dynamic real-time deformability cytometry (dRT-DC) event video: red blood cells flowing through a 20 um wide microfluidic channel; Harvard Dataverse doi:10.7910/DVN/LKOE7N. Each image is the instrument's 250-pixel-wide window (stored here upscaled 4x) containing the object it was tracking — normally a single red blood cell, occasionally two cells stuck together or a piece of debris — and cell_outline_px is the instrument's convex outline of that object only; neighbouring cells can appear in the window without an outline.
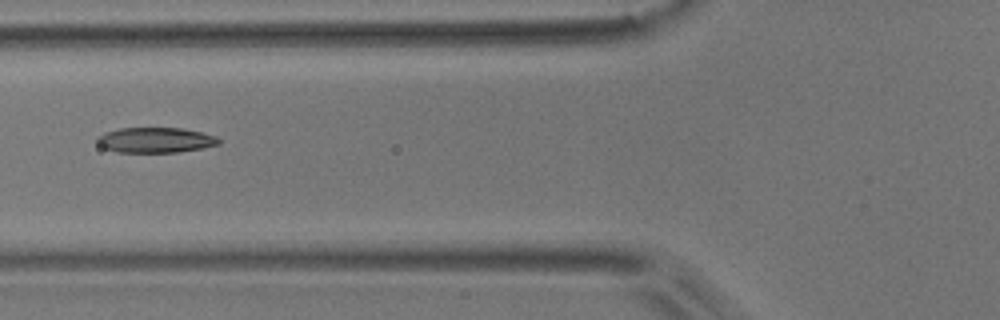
{"species": "common noctule bat (a hibernating species)", "species_latin": "Nyctalus noctula", "temperature_condition": "room temperature", "stored_images_in_passage": 8, "camera_frame_rate_fps": 3000, "um_per_image_px": 0.085, "animal": {"sex": "male", "body_mass_g": 17.9}, "frame": {"image": 1, "passage_image": 6, "time_ms": 1.667, "image_size_px": [1000, 320], "cell_outline_px": [[220, 144], [200, 148], [176, 152], [116, 152], [104, 148], [96, 140], [96, 136], [104, 132], [120, 128], [184, 128], [216, 136], [220, 140]], "centroid_in_image_um": [13.18, 11.9], "position_along_channel_um": 112.6, "area_um2": 17.86}}
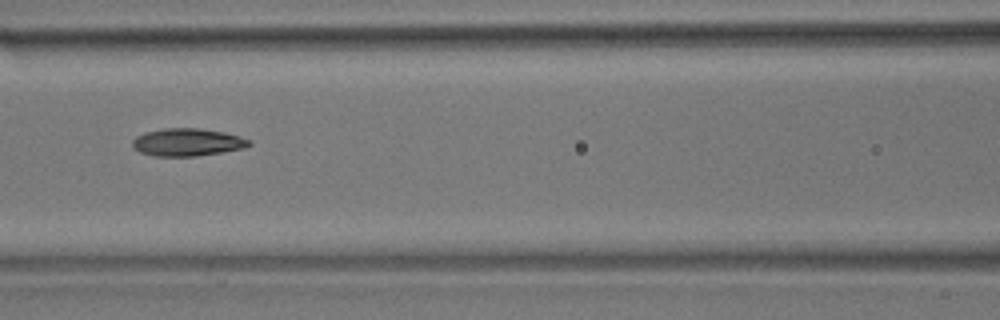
{"frame": {"image": 2, "passage_image": 7, "time_ms": 2.0, "image_size_px": [1000, 320], "cell_outline_px": [[252, 144], [244, 148], [196, 156], [156, 156], [140, 152], [132, 148], [132, 140], [136, 136], [144, 132], [164, 128], [200, 128], [224, 132], [240, 136], [248, 140]], "centroid_in_image_um": [15.89, 12.08], "position_along_channel_um": 150.7, "area_um2": 18.79}}
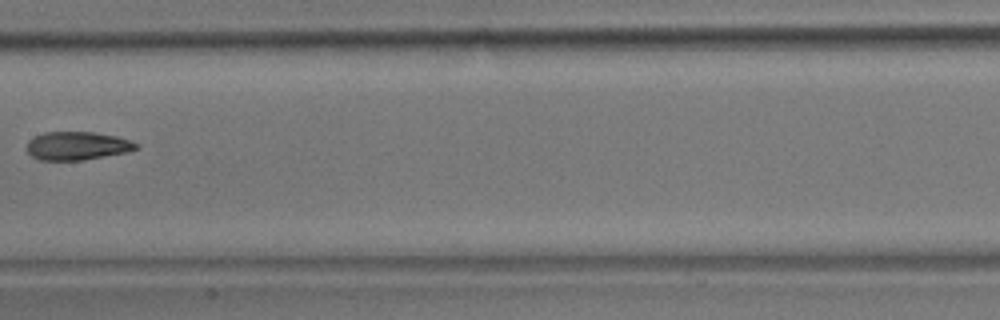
{"frame": {"image": 3, "passage_image": 8, "time_ms": 2.333, "image_size_px": [1000, 320], "cell_outline_px": [[140, 148], [128, 152], [84, 160], [40, 160], [32, 156], [28, 152], [28, 140], [44, 132], [92, 132], [116, 136], [140, 144]], "centroid_in_image_um": [6.6, 12.4], "position_along_channel_um": 200.8, "area_um2": 18.03}}